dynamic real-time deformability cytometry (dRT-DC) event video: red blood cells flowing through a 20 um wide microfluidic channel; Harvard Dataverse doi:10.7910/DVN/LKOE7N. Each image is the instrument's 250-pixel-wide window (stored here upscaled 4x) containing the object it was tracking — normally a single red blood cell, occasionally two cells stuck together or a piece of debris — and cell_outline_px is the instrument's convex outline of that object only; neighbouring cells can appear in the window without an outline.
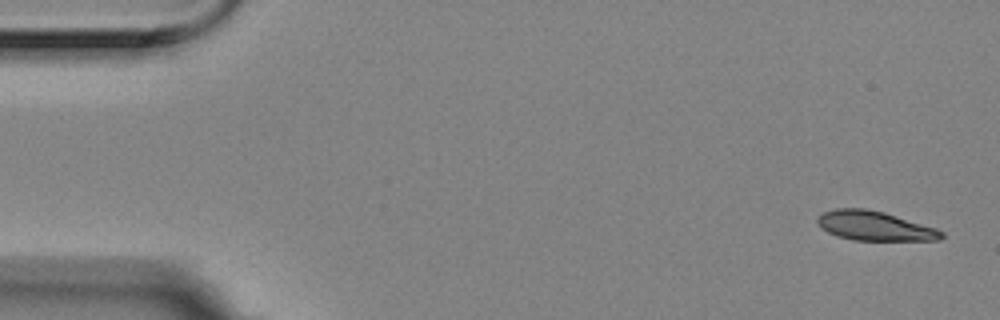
{"species": "Egyptian fruit bat (a non-hibernating species)", "species_latin": "Rousettus aegyptiacus", "temperature_condition": "room temperature", "stored_images_in_passage": 3, "camera_frame_rate_fps": 3000, "um_per_image_px": 0.085, "animal": {"sex": "female"}, "frame": {"image": 1, "passage_image": 1, "time_ms": 0.0, "image_size_px": [1000, 320], "cell_outline_px": [[944, 236], [940, 240], [852, 240], [836, 236], [828, 232], [816, 220], [824, 212], [836, 208], [864, 208], [884, 212], [936, 228], [944, 232]], "centroid_in_image_um": [74.37, 19.2], "position_along_channel_um": 10.6, "area_um2": 21.04}}